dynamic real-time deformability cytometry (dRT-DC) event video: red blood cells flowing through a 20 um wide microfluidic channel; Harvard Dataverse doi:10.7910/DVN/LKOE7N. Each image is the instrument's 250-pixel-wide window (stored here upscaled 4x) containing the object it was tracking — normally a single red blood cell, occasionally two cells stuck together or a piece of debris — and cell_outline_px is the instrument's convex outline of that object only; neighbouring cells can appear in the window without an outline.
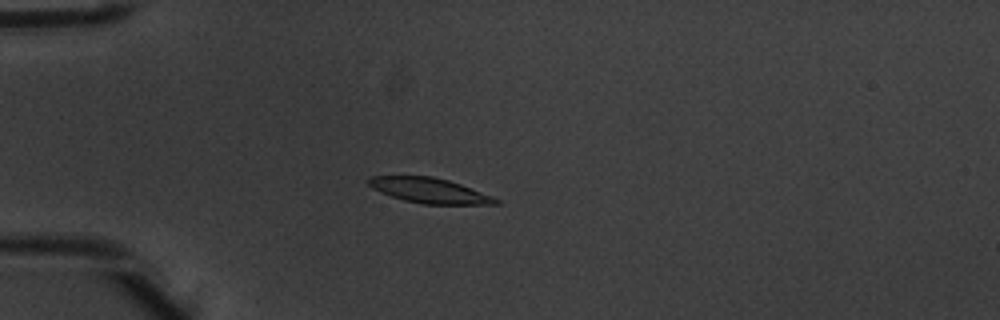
{"species": "common noctule bat (a hibernating species)", "species_latin": "Nyctalus noctula", "temperature_condition": "warm", "stored_images_in_passage": 6, "camera_frame_rate_fps": 3000, "um_per_image_px": 0.085, "animal": {"sex": "male", "body_mass_g": 20.1, "forearm_length_mm": 53.5}, "frame": {"image": 1, "passage_image": 4, "time_ms": 1.0, "image_size_px": [1000, 320], "cell_outline_px": [[500, 204], [424, 204], [404, 200], [380, 192], [372, 188], [368, 184], [368, 176], [432, 176], [448, 180], [460, 184], [492, 196], [500, 200]], "centroid_in_image_um": [36.49, 16.19], "position_along_channel_um": 48.5, "area_um2": 18.44}}